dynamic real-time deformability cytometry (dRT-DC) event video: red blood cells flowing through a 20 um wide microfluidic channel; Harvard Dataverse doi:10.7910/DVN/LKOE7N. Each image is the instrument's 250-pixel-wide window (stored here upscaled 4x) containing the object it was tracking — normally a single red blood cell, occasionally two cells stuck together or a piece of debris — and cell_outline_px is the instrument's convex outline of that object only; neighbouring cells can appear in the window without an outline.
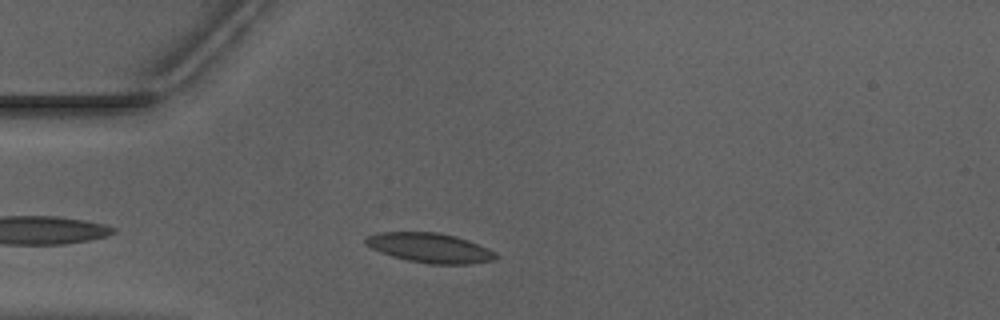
{"species": "Egyptian fruit bat (a non-hibernating species)", "species_latin": "Rousettus aegyptiacus", "temperature_condition": "warm", "stored_images_in_passage": 39, "camera_frame_rate_fps": 3000, "um_per_image_px": 0.085, "animal": {"sex": "male"}, "frame": {"image": 1, "passage_image": 5, "time_ms": 1.333, "image_size_px": [1000, 320], "cell_outline_px": [[500, 256], [496, 260], [468, 264], [432, 264], [408, 260], [392, 256], [380, 252], [364, 244], [364, 236], [376, 232], [436, 232], [456, 236], [468, 240], [496, 252]], "centroid_in_image_um": [36.53, 21.06], "position_along_channel_um": 48.5, "area_um2": 22.66}}
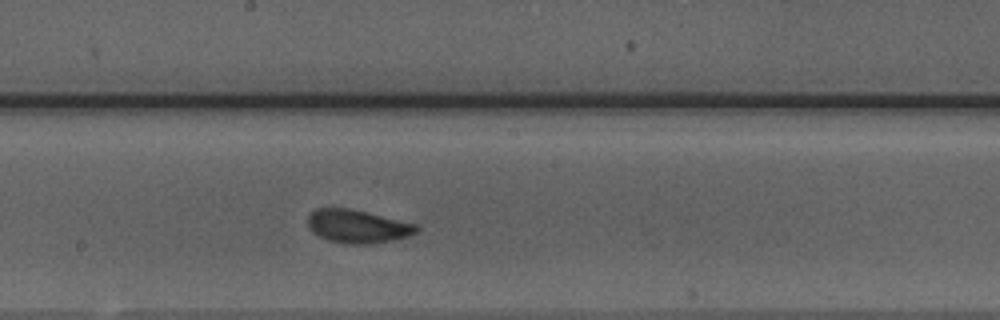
{"frame": {"image": 2, "passage_image": 19, "time_ms": 6.0, "image_size_px": [1000, 320], "cell_outline_px": [[420, 228], [416, 232], [408, 236], [392, 240], [372, 244], [344, 244], [328, 240], [312, 232], [308, 228], [308, 216], [316, 208], [352, 208], [416, 224]], "centroid_in_image_um": [30.38, 19.24], "position_along_channel_um": 217.8, "area_um2": 21.15}}
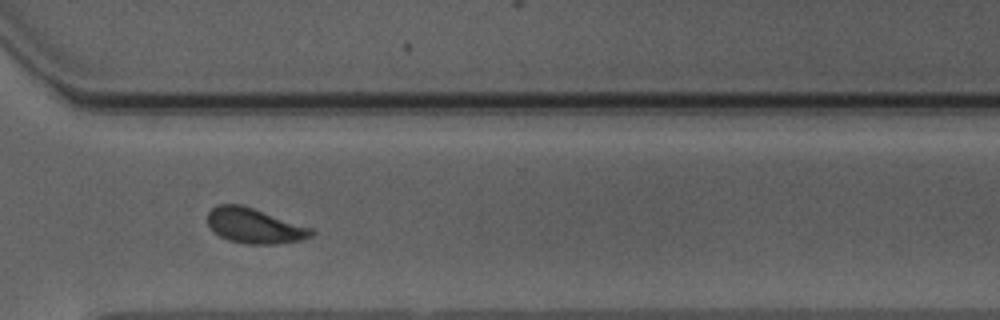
{"frame": {"image": 3, "passage_image": 29, "time_ms": 9.333, "image_size_px": [1000, 320], "cell_outline_px": [[316, 232], [312, 236], [300, 240], [276, 244], [248, 244], [228, 240], [220, 236], [208, 224], [208, 212], [216, 204], [240, 204], [312, 228]], "centroid_in_image_um": [21.63, 19.19], "position_along_channel_um": 349.0, "area_um2": 20.98}, "authors_computed_cell_mechanics": {"area_um2": 21.2126, "velocity_mm_per_s": 3.9316, "shape_relaxation_time_tau1_ms": 3.0261, "shape_relaxation_time_tau2_ms": 1.0578, "deformation_change_tau1": 0.1269, "deformation_change_tau2": 0.0814}}